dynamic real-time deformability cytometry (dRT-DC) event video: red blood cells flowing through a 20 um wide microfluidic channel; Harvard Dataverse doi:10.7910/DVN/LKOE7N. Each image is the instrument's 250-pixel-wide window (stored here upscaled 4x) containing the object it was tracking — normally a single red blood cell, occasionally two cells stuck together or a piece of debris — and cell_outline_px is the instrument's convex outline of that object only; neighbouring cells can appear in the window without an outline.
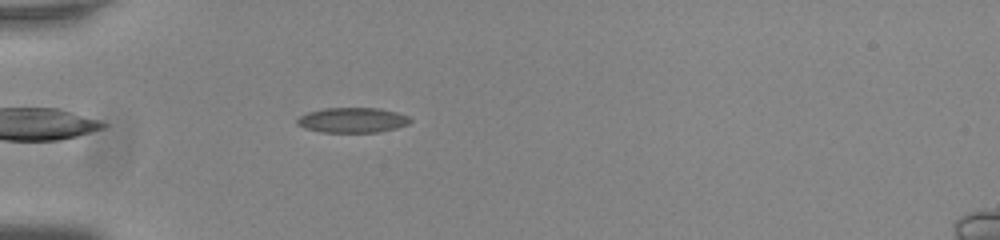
{"species": "common noctule bat (a hibernating species)", "species_latin": "Nyctalus noctula", "temperature_condition": "room temperature", "stored_images_in_passage": 41, "camera_frame_rate_fps": 3000, "um_per_image_px": 0.085, "animal": {"sex": "male", "body_mass_g": 20.0, "forearm_length_mm": 53.3}, "frame": {"image": 1, "passage_image": 3, "time_ms": 0.667, "image_size_px": [1000, 240], "cell_outline_px": [[412, 120], [408, 124], [396, 128], [376, 132], [320, 132], [304, 128], [296, 124], [296, 120], [300, 116], [308, 112], [324, 108], [380, 108], [396, 112], [408, 116]], "centroid_in_image_um": [29.94, 10.21], "position_along_channel_um": 55.1, "area_um2": 16.53}}
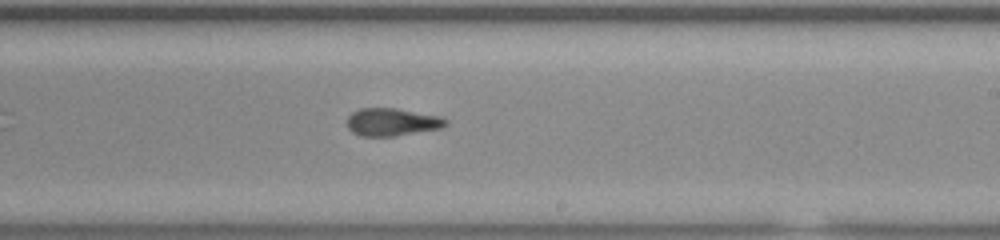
{"frame": {"image": 2, "passage_image": 20, "time_ms": 6.333, "image_size_px": [1000, 240], "cell_outline_px": [[448, 124], [440, 128], [392, 136], [360, 136], [352, 132], [348, 128], [348, 116], [352, 112], [360, 108], [396, 108], [440, 116], [448, 120]], "centroid_in_image_um": [33.31, 10.36], "position_along_channel_um": 255.7, "area_um2": 15.84}}
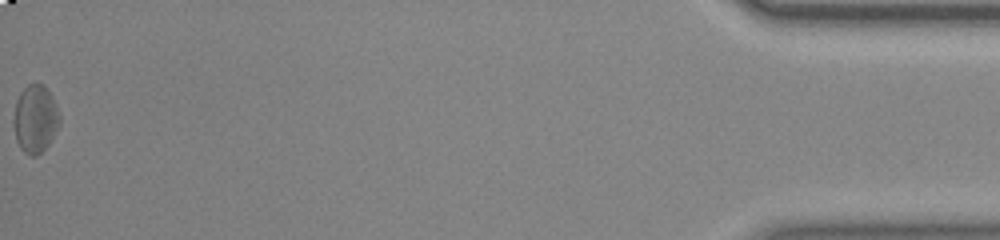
{"frame": {"image": 3, "passage_image": 41, "time_ms": 13.333, "image_size_px": [1000, 240], "cell_outline_px": [[60, 124], [48, 144], [36, 156], [32, 156], [24, 152], [20, 148], [16, 140], [16, 100], [20, 92], [28, 84], [44, 84], [60, 116]], "centroid_in_image_um": [3.01, 10.11], "position_along_channel_um": 432.2, "area_um2": 17.4}, "authors_computed_cell_mechanics": {"area_um2": 16.1262, "velocity_mm_per_s": 3.7835, "shape_relaxation_time_tau1_ms": null, "shape_relaxation_time_tau2_ms": 2.1659, "deformation_change_tau1": null, "deformation_change_tau2": 0.1006}}